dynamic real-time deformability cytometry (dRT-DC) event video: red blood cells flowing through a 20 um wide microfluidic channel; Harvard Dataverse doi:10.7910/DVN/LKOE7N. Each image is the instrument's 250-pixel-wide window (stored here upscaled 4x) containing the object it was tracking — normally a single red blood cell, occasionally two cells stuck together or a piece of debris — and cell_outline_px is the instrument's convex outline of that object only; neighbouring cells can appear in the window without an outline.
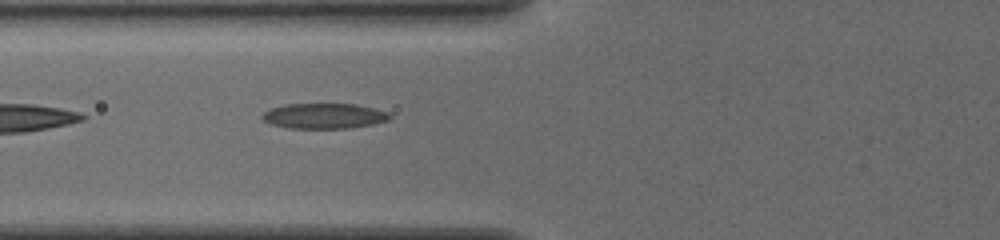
{"species": "common noctule bat (a hibernating species)", "species_latin": "Nyctalus noctula", "temperature_condition": "cold", "stored_images_in_passage": 21, "camera_frame_rate_fps": 3000, "um_per_image_px": 0.085, "animal": {"sex": "female", "body_mass_g": 19.5, "forearm_length_mm": 54.1}, "frame": {"image": 1, "passage_image": 4, "time_ms": 1.0, "image_size_px": [1000, 240], "cell_outline_px": [[392, 116], [388, 120], [372, 124], [348, 128], [288, 128], [272, 124], [264, 120], [260, 116], [264, 112], [272, 108], [284, 104], [356, 104], [376, 108], [388, 112]], "centroid_in_image_um": [27.56, 9.85], "position_along_channel_um": 98.2, "area_um2": 18.79}}
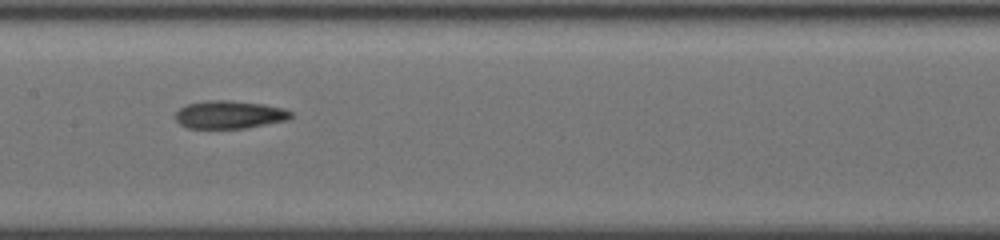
{"frame": {"image": 2, "passage_image": 11, "time_ms": 3.333, "image_size_px": [1000, 240], "cell_outline_px": [[292, 116], [288, 120], [248, 128], [188, 128], [180, 124], [176, 120], [176, 112], [180, 108], [188, 104], [208, 100], [228, 100], [264, 104], [284, 108], [292, 112]], "centroid_in_image_um": [19.53, 9.74], "position_along_channel_um": 187.9, "area_um2": 18.84}}
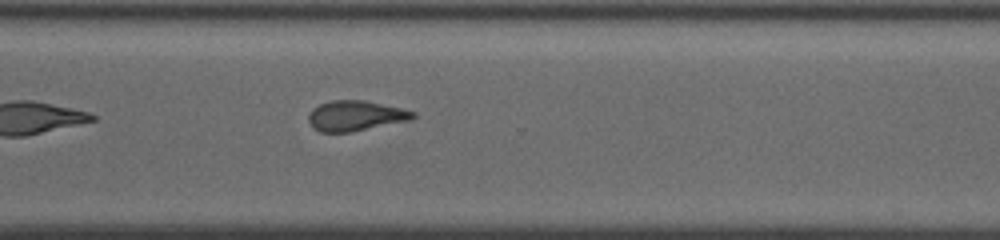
{"frame": {"image": 3, "passage_image": 21, "time_ms": 6.667, "image_size_px": [1000, 240], "cell_outline_px": [[416, 116], [412, 120], [348, 132], [320, 132], [312, 128], [308, 120], [308, 116], [312, 108], [320, 104], [332, 100], [364, 100], [400, 108], [416, 112]], "centroid_in_image_um": [30.2, 9.84], "position_along_channel_um": 340.4, "area_um2": 18.38}}